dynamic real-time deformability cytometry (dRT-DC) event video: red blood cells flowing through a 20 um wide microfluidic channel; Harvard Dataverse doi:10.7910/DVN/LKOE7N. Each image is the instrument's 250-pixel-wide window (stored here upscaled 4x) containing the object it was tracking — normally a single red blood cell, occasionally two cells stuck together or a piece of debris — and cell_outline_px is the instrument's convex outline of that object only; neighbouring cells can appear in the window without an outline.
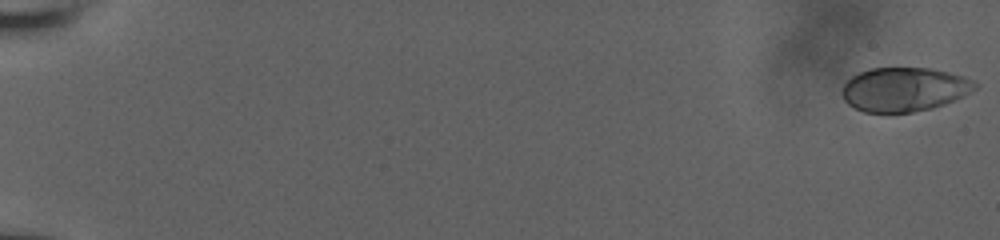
{"species": "human", "species_latin": "Homo sapiens", "temperature_condition": "room temperature", "stored_images_in_passage": 58, "camera_frame_rate_fps": 3000, "um_per_image_px": 0.085, "donor": {"sex": "male"}, "frame": {"image": 1, "passage_image": 1, "time_ms": 0.0, "image_size_px": [1000, 240], "cell_outline_px": [[980, 84], [976, 88], [964, 96], [944, 104], [932, 108], [912, 112], [864, 112], [848, 104], [844, 100], [840, 92], [844, 84], [852, 76], [868, 68], [932, 68], [964, 76]], "centroid_in_image_um": [76.86, 7.59], "position_along_channel_um": 8.1, "area_um2": 34.22}}
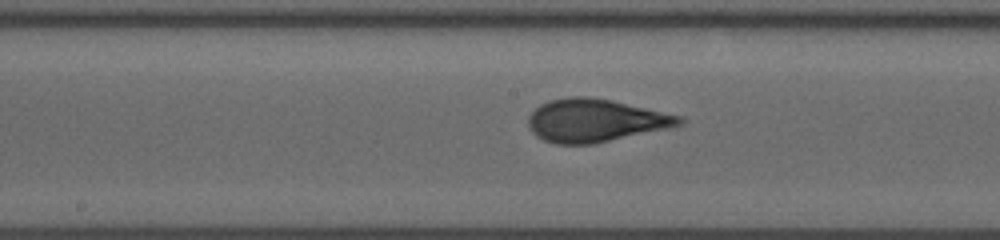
{"frame": {"image": 2, "passage_image": 33, "time_ms": 10.667, "image_size_px": [1000, 240], "cell_outline_px": [[684, 124], [672, 128], [592, 144], [556, 144], [544, 140], [536, 136], [528, 128], [528, 116], [540, 104], [548, 100], [572, 96], [588, 96], [612, 100], [684, 116]], "centroid_in_image_um": [50.63, 10.24], "position_along_channel_um": 197.6, "area_um2": 38.21}}
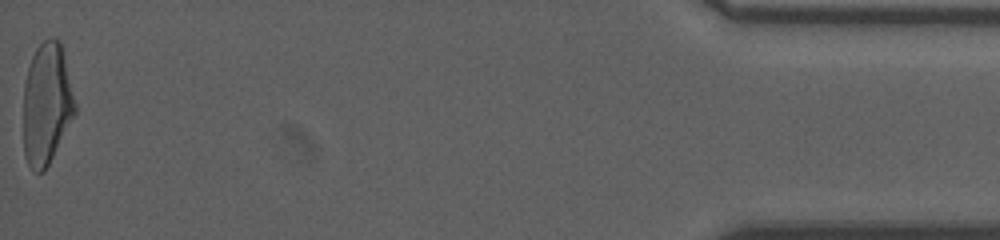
{"frame": {"image": 3, "passage_image": 58, "time_ms": 19.0, "image_size_px": [1000, 240], "cell_outline_px": [[76, 112], [44, 172], [36, 172], [28, 164], [24, 156], [24, 84], [28, 68], [32, 56], [36, 48], [44, 40], [52, 36], [60, 40], [76, 104]], "centroid_in_image_um": [3.96, 8.81], "position_along_channel_um": 431.2, "area_um2": 36.36}, "authors_computed_cell_mechanics": {"area_um2": 36.3562, "velocity_mm_per_s": 3.8284, "shape_relaxation_time_tau1_ms": 5.4778, "shape_relaxation_time_tau2_ms": 0.711, "deformation_change_tau1": 0.2176, "deformation_change_tau2": 0.0747}}